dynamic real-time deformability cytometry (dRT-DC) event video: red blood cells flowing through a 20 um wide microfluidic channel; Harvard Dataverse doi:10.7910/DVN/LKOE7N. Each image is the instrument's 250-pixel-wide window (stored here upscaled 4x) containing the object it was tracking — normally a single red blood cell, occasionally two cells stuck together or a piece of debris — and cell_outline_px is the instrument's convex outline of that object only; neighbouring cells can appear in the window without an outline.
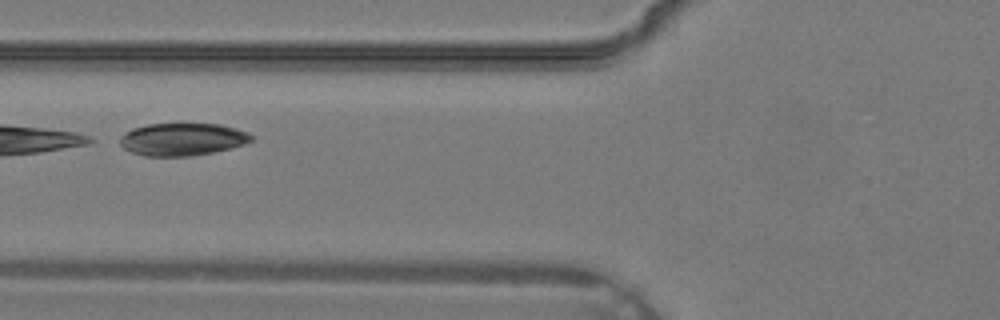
{"species": "common noctule bat (a hibernating species)", "species_latin": "Nyctalus noctula", "temperature_condition": "warm", "stored_images_in_passage": 16, "camera_frame_rate_fps": 3000, "um_per_image_px": 0.085, "animal": {"sex": "male", "body_mass_g": 19.2, "forearm_length_mm": 51.8}, "frame": {"image": 1, "passage_image": 9, "time_ms": 2.667, "image_size_px": [1000, 320], "cell_outline_px": [[256, 136], [252, 140], [232, 148], [192, 156], [144, 156], [132, 152], [124, 148], [120, 144], [120, 136], [132, 128], [148, 124], [180, 120], [220, 124], [236, 128], [248, 132]], "centroid_in_image_um": [15.52, 11.78], "position_along_channel_um": 110.3, "area_um2": 26.01}}
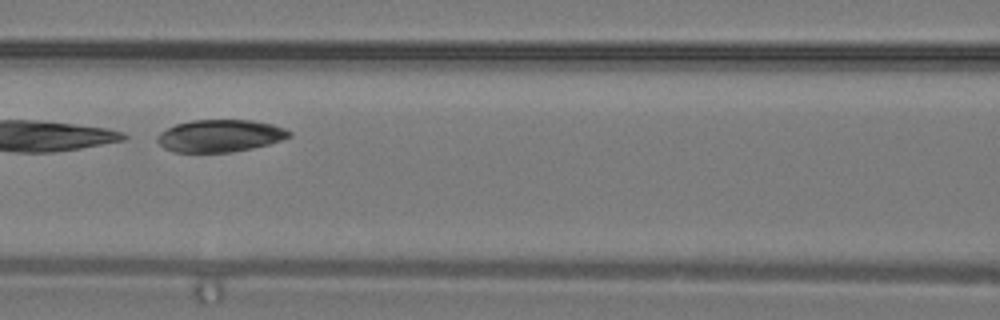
{"frame": {"image": 2, "passage_image": 11, "time_ms": 3.333, "image_size_px": [1000, 320], "cell_outline_px": [[292, 136], [268, 144], [252, 148], [232, 152], [176, 152], [164, 148], [156, 140], [156, 136], [160, 132], [176, 124], [192, 120], [252, 120], [272, 124], [284, 128], [292, 132]], "centroid_in_image_um": [18.7, 11.54], "position_along_channel_um": 147.9, "area_um2": 24.8}}